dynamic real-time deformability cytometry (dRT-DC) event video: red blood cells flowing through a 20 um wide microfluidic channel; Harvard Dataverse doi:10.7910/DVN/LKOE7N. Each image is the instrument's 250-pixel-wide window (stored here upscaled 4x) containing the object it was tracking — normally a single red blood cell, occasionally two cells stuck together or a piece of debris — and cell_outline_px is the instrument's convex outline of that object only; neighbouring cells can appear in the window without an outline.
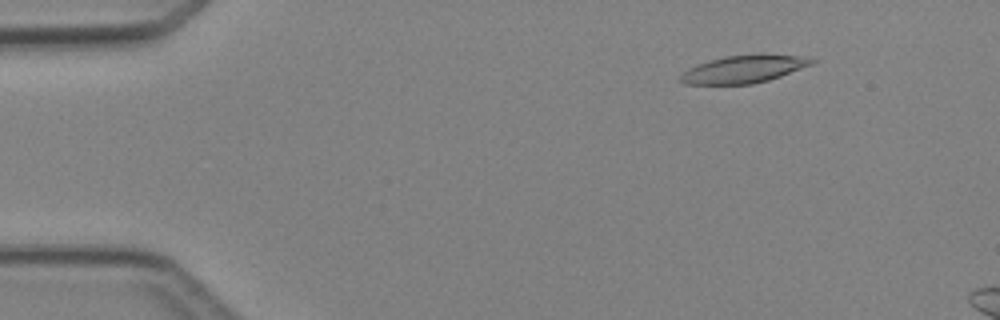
{"species": "Egyptian fruit bat (a non-hibernating species)", "species_latin": "Rousettus aegyptiacus", "temperature_condition": "cold", "stored_images_in_passage": 3, "camera_frame_rate_fps": 3000, "um_per_image_px": 0.085, "animal": {"sex": "female"}, "frame": {"image": 1, "passage_image": 2, "time_ms": 1.0, "image_size_px": [1000, 320], "cell_outline_px": [[816, 60], [812, 64], [780, 76], [768, 80], [752, 84], [684, 84], [676, 80], [688, 68], [696, 64], [708, 60], [724, 56], [764, 52], [800, 56]], "centroid_in_image_um": [63.19, 5.85], "position_along_channel_um": 21.8, "area_um2": 21.56}}